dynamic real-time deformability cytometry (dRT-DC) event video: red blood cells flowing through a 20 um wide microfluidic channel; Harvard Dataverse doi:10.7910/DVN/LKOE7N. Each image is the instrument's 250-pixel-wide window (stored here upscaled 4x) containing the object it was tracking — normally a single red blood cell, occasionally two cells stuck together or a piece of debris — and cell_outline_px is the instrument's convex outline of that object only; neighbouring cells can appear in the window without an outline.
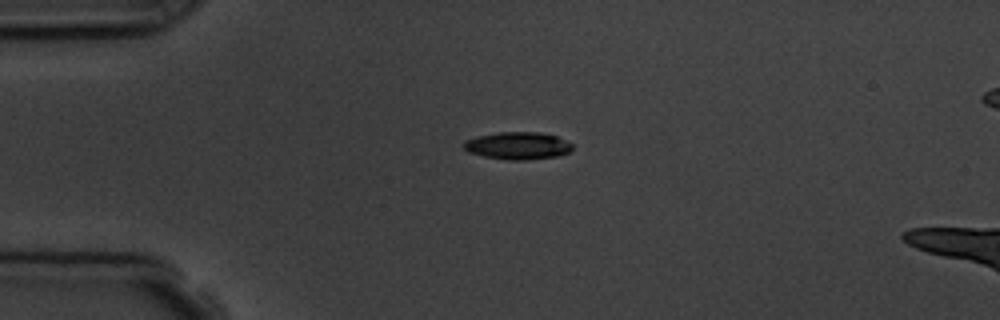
{"species": "common noctule bat (a hibernating species)", "species_latin": "Nyctalus noctula", "temperature_condition": "room temperature", "stored_images_in_passage": 3, "segment_of_instrument_passage": [1, 2], "camera_frame_rate_fps": 3000, "um_per_image_px": 0.085, "animal": {"sex": "male", "body_mass_g": 19.5, "forearm_length_mm": 54.6}, "frame": {"image": 1, "passage_image": 1, "time_ms": 0.0, "image_size_px": [1000, 320], "cell_outline_px": [[572, 148], [568, 152], [560, 156], [524, 160], [508, 160], [484, 156], [468, 152], [464, 148], [464, 140], [476, 136], [500, 132], [540, 132], [556, 136], [572, 144]], "centroid_in_image_um": [43.99, 12.38], "position_along_channel_um": 41.0, "area_um2": 17.34}}